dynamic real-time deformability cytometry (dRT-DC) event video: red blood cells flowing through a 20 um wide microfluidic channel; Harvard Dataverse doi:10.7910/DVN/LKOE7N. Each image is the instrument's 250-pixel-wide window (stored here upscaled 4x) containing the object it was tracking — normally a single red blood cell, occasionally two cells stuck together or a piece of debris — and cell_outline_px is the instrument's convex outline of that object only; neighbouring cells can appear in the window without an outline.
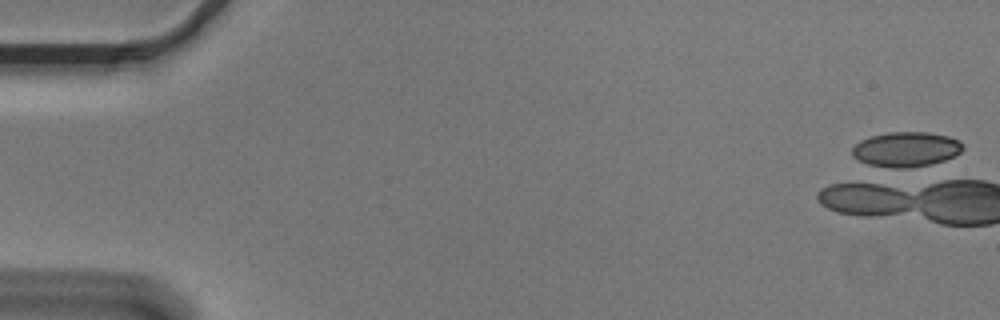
{"species": "Egyptian fruit bat (a non-hibernating species)", "species_latin": "Rousettus aegyptiacus", "temperature_condition": "cold", "stored_images_in_passage": 1, "camera_frame_rate_fps": 3000, "um_per_image_px": 0.085, "animal": {"sex": "male"}, "frame": {"image": 1, "passage_image": 1, "time_ms": 0.0, "image_size_px": [1000, 320], "cell_outline_px": [[964, 148], [960, 152], [944, 160], [928, 164], [908, 168], [876, 168], [852, 156], [852, 148], [860, 140], [872, 136], [888, 132], [928, 132], [948, 136], [960, 140], [964, 144]], "centroid_in_image_um": [77.0, 12.7], "position_along_channel_um": 8.0, "area_um2": 22.66}}